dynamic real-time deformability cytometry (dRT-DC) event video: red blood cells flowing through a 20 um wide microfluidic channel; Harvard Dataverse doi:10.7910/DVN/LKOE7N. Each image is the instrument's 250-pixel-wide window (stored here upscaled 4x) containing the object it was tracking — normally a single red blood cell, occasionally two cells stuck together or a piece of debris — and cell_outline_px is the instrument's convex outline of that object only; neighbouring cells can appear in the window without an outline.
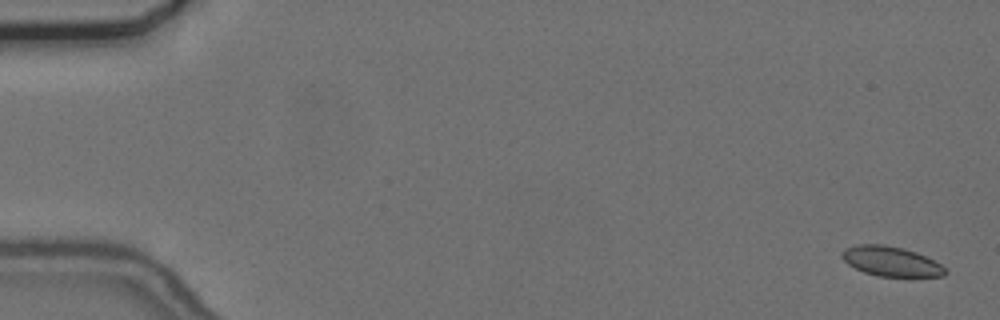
{"species": "common noctule bat (a hibernating species)", "species_latin": "Nyctalus noctula", "temperature_condition": "cold", "stored_images_in_passage": 57, "camera_frame_rate_fps": 3000, "um_per_image_px": 0.085, "animal": {"sex": "female", "body_mass_g": 24.6, "forearm_length_mm": 56.2}, "frame": {"image": 1, "passage_image": 2, "time_ms": 0.333, "image_size_px": [1000, 320], "cell_outline_px": [[948, 272], [944, 276], [876, 276], [864, 272], [848, 264], [840, 256], [840, 252], [844, 248], [856, 244], [884, 244], [904, 248], [916, 252], [940, 264]], "centroid_in_image_um": [75.68, 22.2], "position_along_channel_um": 9.3, "area_um2": 17.92}}
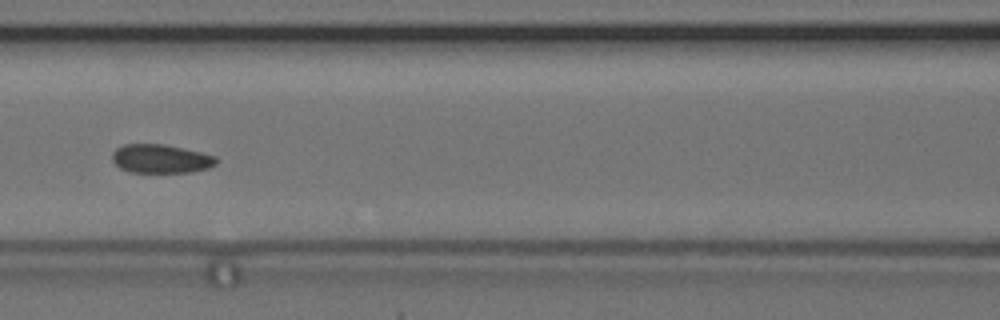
{"frame": {"image": 2, "passage_image": 26, "time_ms": 8.333, "image_size_px": [1000, 320], "cell_outline_px": [[220, 160], [216, 164], [208, 168], [192, 172], [132, 172], [120, 168], [112, 160], [112, 152], [116, 148], [124, 144], [164, 144], [200, 152], [216, 156]], "centroid_in_image_um": [13.68, 13.49], "position_along_channel_um": 152.9, "area_um2": 17.46}}
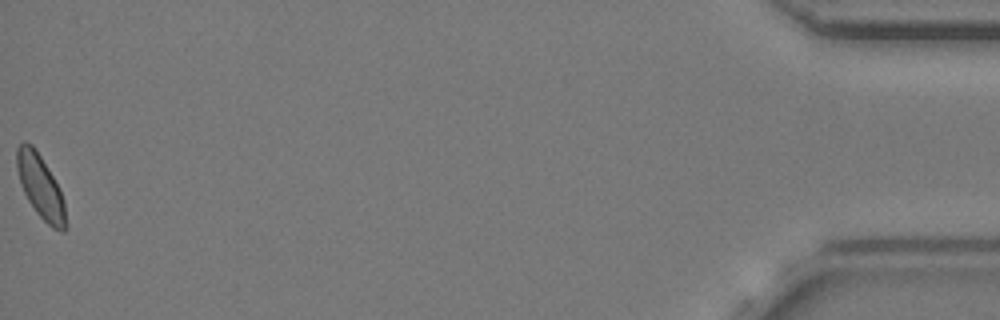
{"frame": {"image": 3, "passage_image": 57, "time_ms": 18.667, "image_size_px": [1000, 320], "cell_outline_px": [[64, 232], [60, 232], [52, 228], [36, 212], [28, 200], [20, 184], [16, 168], [16, 148], [24, 140], [32, 144], [36, 148], [60, 188], [64, 200]], "centroid_in_image_um": [3.41, 15.8], "position_along_channel_um": 431.8, "area_um2": 18.03}, "authors_computed_cell_mechanics": {"area_um2": 18.0336, "velocity_mm_per_s": 3.6631, "shape_relaxation_time_tau1_ms": null, "shape_relaxation_time_tau2_ms": 2.3313, "deformation_change_tau1": null, "deformation_change_tau2": 0.0752}}